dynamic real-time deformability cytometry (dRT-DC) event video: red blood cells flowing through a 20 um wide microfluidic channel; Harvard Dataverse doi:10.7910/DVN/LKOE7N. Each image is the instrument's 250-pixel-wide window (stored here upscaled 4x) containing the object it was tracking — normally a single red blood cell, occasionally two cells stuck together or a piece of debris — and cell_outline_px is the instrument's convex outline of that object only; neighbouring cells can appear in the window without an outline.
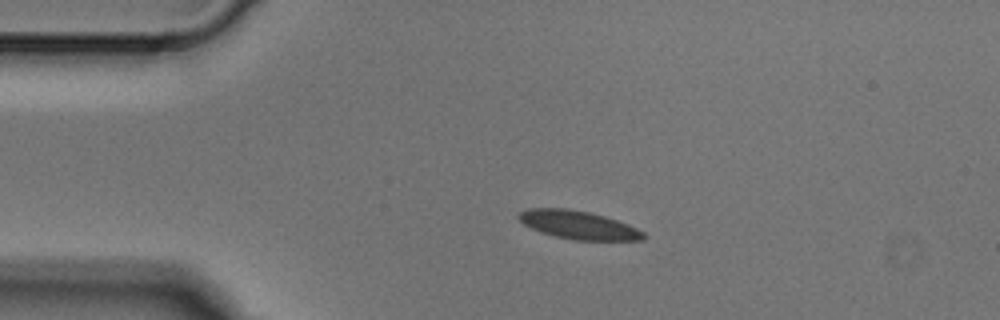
{"species": "Egyptian fruit bat (a non-hibernating species)", "species_latin": "Rousettus aegyptiacus", "temperature_condition": "cold", "stored_images_in_passage": 2, "camera_frame_rate_fps": 3000, "um_per_image_px": 0.085, "animal": {"sex": "male"}, "frame": {"image": 1, "passage_image": 1, "time_ms": 0.0, "image_size_px": [1000, 320], "cell_outline_px": [[648, 236], [644, 240], [572, 240], [540, 232], [524, 224], [516, 216], [520, 212], [528, 208], [568, 208], [588, 212], [604, 216], [628, 224], [644, 232]], "centroid_in_image_um": [49.17, 19.12], "position_along_channel_um": 35.8, "area_um2": 20.58}}